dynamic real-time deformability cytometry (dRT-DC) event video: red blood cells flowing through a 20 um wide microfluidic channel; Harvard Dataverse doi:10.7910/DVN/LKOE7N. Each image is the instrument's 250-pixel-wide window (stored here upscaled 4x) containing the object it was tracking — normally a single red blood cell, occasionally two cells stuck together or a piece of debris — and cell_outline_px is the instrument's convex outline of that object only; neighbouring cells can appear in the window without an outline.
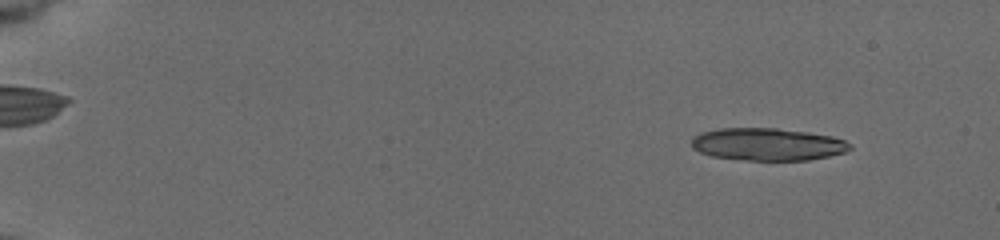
{"species": "common noctule bat (a hibernating species)", "species_latin": "Nyctalus noctula", "temperature_condition": "cold", "stored_images_in_passage": 5, "camera_frame_rate_fps": 3000, "um_per_image_px": 0.085, "animal": {"sex": "female", "body_mass_g": 19.5, "forearm_length_mm": 54.1}, "frame": {"image": 1, "passage_image": 1, "time_ms": 0.0, "image_size_px": [1000, 240], "cell_outline_px": [[852, 148], [844, 152], [828, 156], [808, 160], [748, 160], [712, 156], [700, 152], [692, 148], [692, 136], [700, 132], [720, 128], [776, 128], [808, 132], [832, 136], [844, 140], [852, 144]], "centroid_in_image_um": [65.23, 12.26], "position_along_channel_um": 19.8, "area_um2": 30.0}}